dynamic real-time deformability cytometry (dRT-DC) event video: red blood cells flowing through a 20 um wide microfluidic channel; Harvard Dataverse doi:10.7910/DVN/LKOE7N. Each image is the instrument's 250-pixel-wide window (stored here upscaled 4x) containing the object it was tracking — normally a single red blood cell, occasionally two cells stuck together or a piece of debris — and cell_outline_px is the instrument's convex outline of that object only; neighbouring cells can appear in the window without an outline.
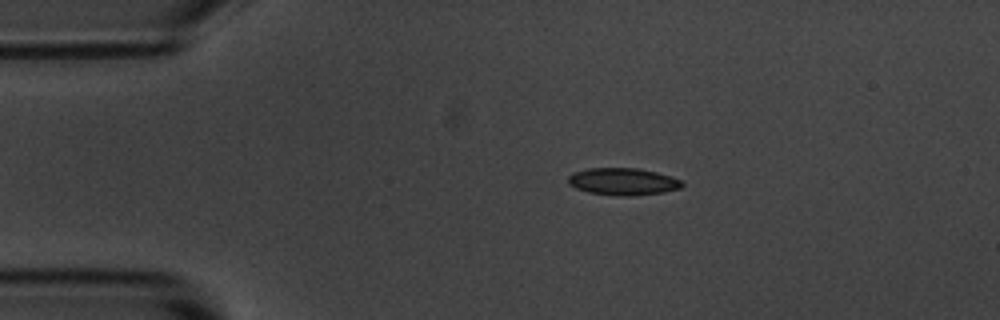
{"species": "common noctule bat (a hibernating species)", "species_latin": "Nyctalus noctula", "temperature_condition": "room temperature", "stored_images_in_passage": 4, "camera_frame_rate_fps": 3000, "um_per_image_px": 0.085, "animal": {"sex": "male", "body_mass_g": 20.1, "forearm_length_mm": 53.5}, "frame": {"image": 1, "passage_image": 1, "time_ms": 0.0, "image_size_px": [1000, 320], "cell_outline_px": [[684, 184], [680, 188], [664, 192], [632, 196], [620, 196], [588, 192], [576, 188], [568, 184], [568, 176], [572, 172], [588, 168], [636, 168], [656, 172], [680, 180]], "centroid_in_image_um": [52.91, 15.43], "position_along_channel_um": 32.1, "area_um2": 17.98}}
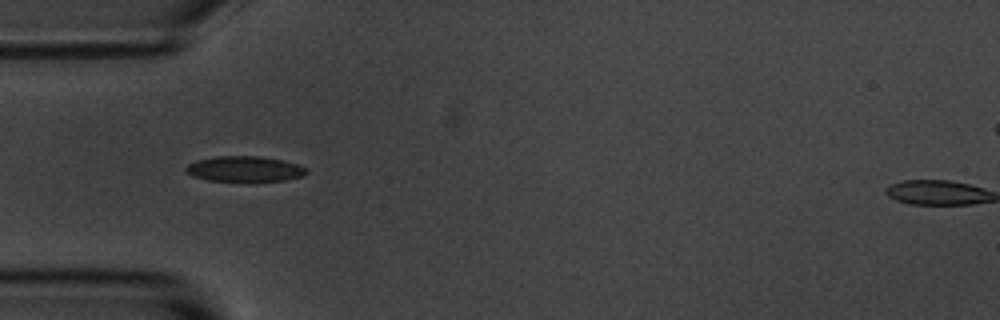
{"frame": {"image": 2, "passage_image": 3, "time_ms": 2.0, "image_size_px": [1000, 320], "cell_outline_px": [[308, 172], [300, 176], [284, 180], [256, 184], [252, 184], [208, 180], [192, 176], [184, 168], [188, 164], [196, 160], [216, 156], [260, 156], [284, 160], [308, 168]], "centroid_in_image_um": [20.8, 14.4], "position_along_channel_um": 64.2, "area_um2": 18.73}}